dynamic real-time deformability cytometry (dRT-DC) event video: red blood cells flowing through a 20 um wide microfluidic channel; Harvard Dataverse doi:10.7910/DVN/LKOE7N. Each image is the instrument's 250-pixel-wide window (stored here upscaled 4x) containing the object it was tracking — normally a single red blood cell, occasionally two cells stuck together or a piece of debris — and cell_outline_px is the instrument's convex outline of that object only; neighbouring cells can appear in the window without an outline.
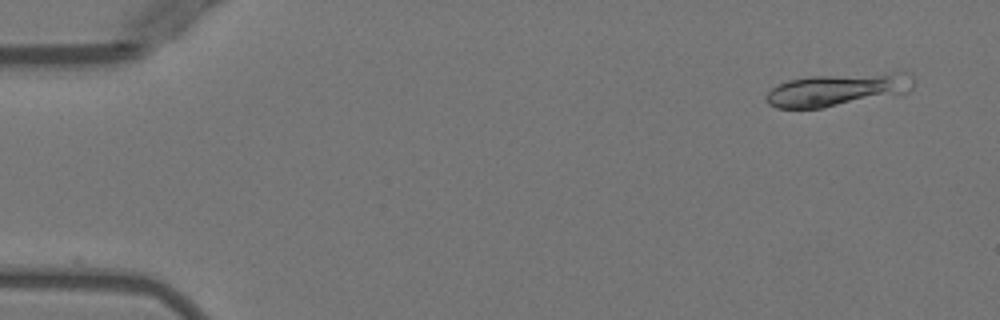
{"species": "Egyptian fruit bat (a non-hibernating species)", "species_latin": "Rousettus aegyptiacus", "temperature_condition": "warm", "stored_images_in_passage": 17, "camera_frame_rate_fps": 3000, "um_per_image_px": 0.085, "animal": {"sex": "female"}, "frame": {"image": 1, "passage_image": 1, "time_ms": 0.0, "image_size_px": [1000, 320], "cell_outline_px": [[912, 88], [908, 92], [820, 108], [776, 108], [768, 104], [764, 96], [772, 88], [788, 80], [808, 76], [900, 72], [908, 72], [912, 76]], "centroid_in_image_um": [71.15, 7.61], "position_along_channel_um": 13.9, "area_um2": 27.74}}
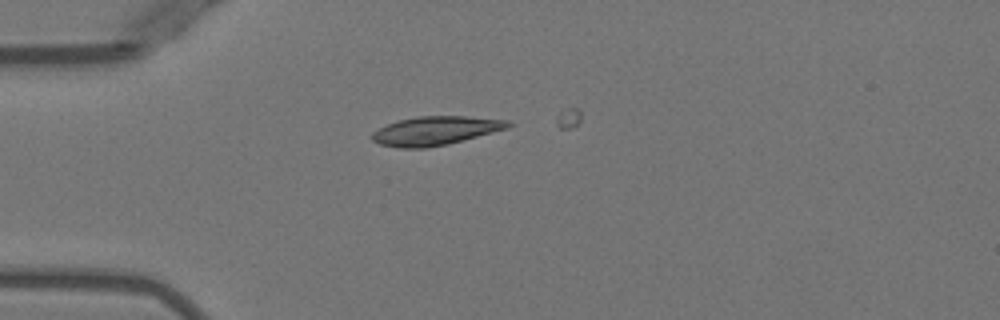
{"frame": {"image": 2, "passage_image": 11, "time_ms": 3.333, "image_size_px": [1000, 320], "cell_outline_px": [[512, 124], [508, 128], [448, 144], [428, 148], [396, 148], [380, 144], [372, 140], [372, 132], [388, 124], [400, 120], [416, 116], [464, 116], [508, 120]], "centroid_in_image_um": [37.0, 11.12], "position_along_channel_um": 48.0, "area_um2": 22.72}}
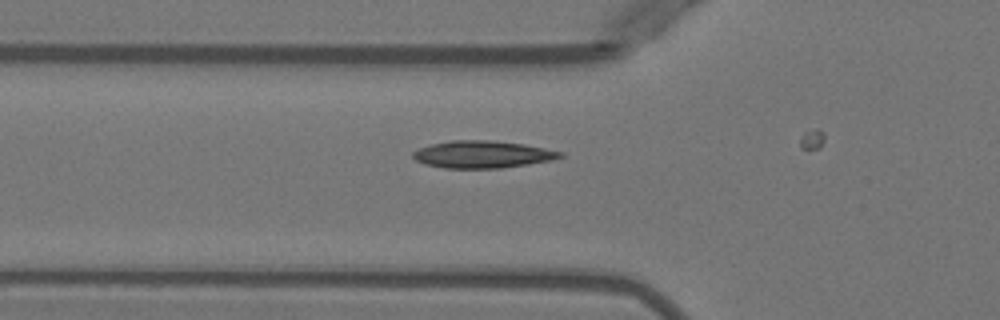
{"frame": {"image": 3, "passage_image": 15, "time_ms": 4.667, "image_size_px": [1000, 320], "cell_outline_px": [[564, 156], [552, 160], [528, 164], [500, 168], [444, 168], [424, 164], [416, 160], [412, 156], [412, 152], [420, 148], [432, 144], [452, 140], [488, 140], [524, 144], [564, 152]], "centroid_in_image_um": [41.01, 13.12], "position_along_channel_um": 84.8, "area_um2": 23.29}}